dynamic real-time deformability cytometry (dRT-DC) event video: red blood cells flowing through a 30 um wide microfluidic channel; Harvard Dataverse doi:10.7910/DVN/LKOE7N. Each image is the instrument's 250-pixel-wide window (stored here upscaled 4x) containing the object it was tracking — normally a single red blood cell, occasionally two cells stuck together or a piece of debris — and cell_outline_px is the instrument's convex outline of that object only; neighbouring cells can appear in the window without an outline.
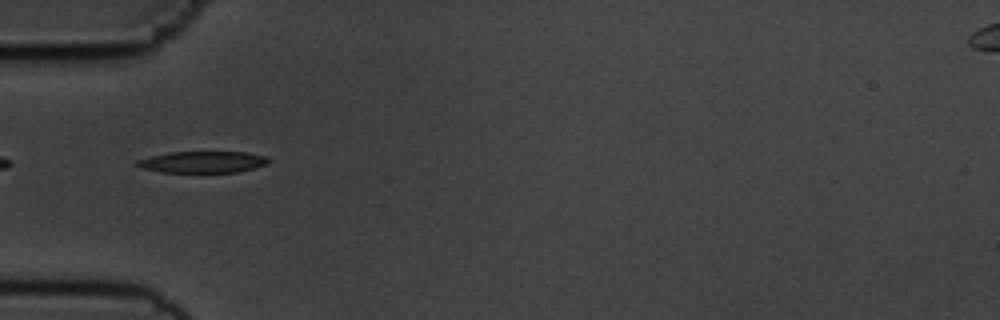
{"species": "common noctule bat (a hibernating species)", "species_latin": "Nyctalus noctula", "temperature_condition": "cold", "stored_images_in_passage": 39, "camera_frame_rate_fps": 3000, "um_per_image_px": 0.085, "animal": {"sex": "male", "body_mass_g": 19.5, "forearm_length_mm": 54.6}, "frame": {"image": 1, "passage_image": 1, "time_ms": 0.0, "image_size_px": [1000, 320], "cell_outline_px": [[268, 164], [256, 168], [236, 172], [160, 172], [144, 168], [136, 164], [136, 160], [168, 152], [248, 152], [268, 156]], "centroid_in_image_um": [17.29, 13.76], "position_along_channel_um": 67.7, "area_um2": 16.47}}
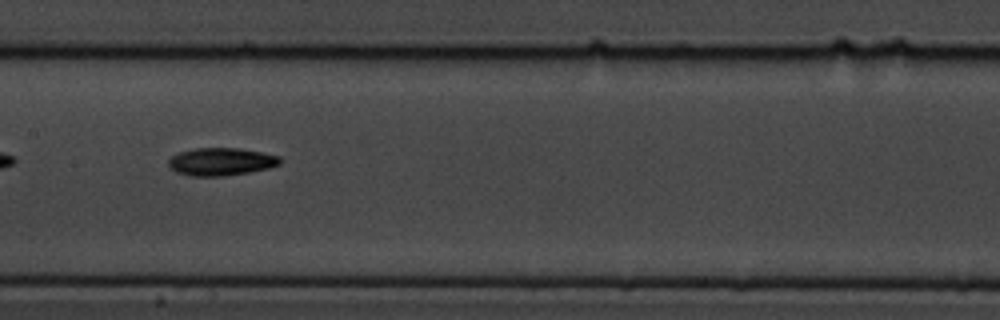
{"frame": {"image": 2, "passage_image": 11, "time_ms": 3.333, "image_size_px": [1000, 320], "cell_outline_px": [[284, 160], [280, 164], [268, 168], [248, 172], [224, 176], [192, 176], [176, 172], [168, 164], [168, 160], [172, 156], [180, 152], [196, 148], [240, 148], [280, 156]], "centroid_in_image_um": [18.82, 13.74], "position_along_channel_um": 188.6, "area_um2": 17.98}}
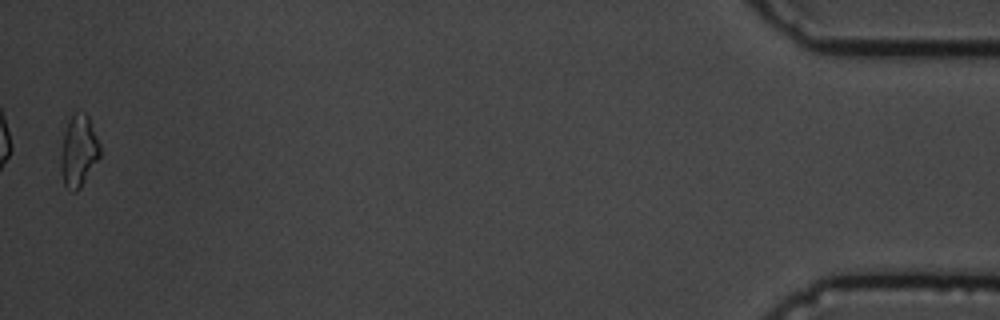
{"frame": {"image": 3, "passage_image": 38, "time_ms": 12.333, "image_size_px": [1000, 320], "cell_outline_px": [[100, 156], [80, 188], [76, 192], [72, 192], [64, 184], [60, 172], [60, 156], [64, 116], [76, 112], [84, 112], [88, 116], [100, 144]], "centroid_in_image_um": [6.62, 12.76], "position_along_channel_um": 428.6, "area_um2": 17.05}, "authors_computed_cell_mechanics": {"area_um2": 16.9354, "velocity_mm_per_s": 3.6379, "shape_relaxation_time_tau1_ms": 3.9827, "shape_relaxation_time_tau2_ms": null, "deformation_change_tau1": 0.1256, "deformation_change_tau2": null}}